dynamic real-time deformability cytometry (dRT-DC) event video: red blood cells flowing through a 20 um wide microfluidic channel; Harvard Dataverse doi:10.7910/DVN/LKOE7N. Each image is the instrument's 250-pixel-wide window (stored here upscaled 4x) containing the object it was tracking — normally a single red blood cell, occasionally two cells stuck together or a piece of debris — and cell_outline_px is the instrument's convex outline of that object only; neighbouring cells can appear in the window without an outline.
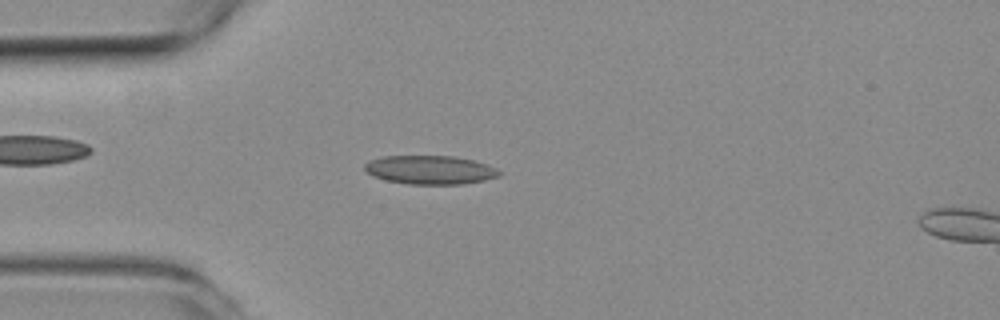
{"species": "common noctule bat (a hibernating species)", "species_latin": "Nyctalus noctula", "temperature_condition": "room temperature", "stored_images_in_passage": 48, "camera_frame_rate_fps": 3000, "um_per_image_px": 0.085, "animal": {"sex": "female", "body_mass_g": 19.3, "forearm_length_mm": 54.1}, "frame": {"image": 1, "passage_image": 10, "time_ms": 3.0, "image_size_px": [1000, 320], "cell_outline_px": [[500, 176], [484, 180], [460, 184], [408, 184], [384, 180], [372, 176], [364, 172], [364, 164], [368, 160], [384, 156], [456, 156], [476, 160], [496, 168], [500, 172]], "centroid_in_image_um": [36.52, 14.43], "position_along_channel_um": 48.5, "area_um2": 22.77}}
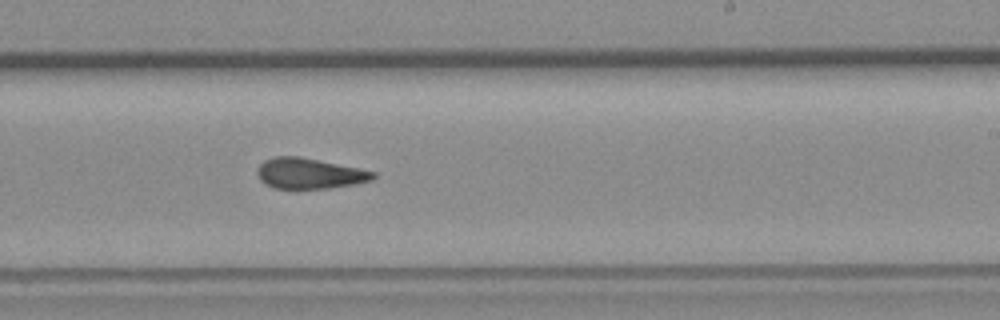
{"frame": {"image": 2, "passage_image": 27, "time_ms": 8.667, "image_size_px": [1000, 320], "cell_outline_px": [[376, 176], [372, 180], [356, 184], [332, 188], [272, 188], [264, 184], [260, 180], [256, 172], [256, 168], [264, 160], [276, 156], [300, 156], [376, 172]], "centroid_in_image_um": [26.27, 14.74], "position_along_channel_um": 262.7, "area_um2": 20.75}}
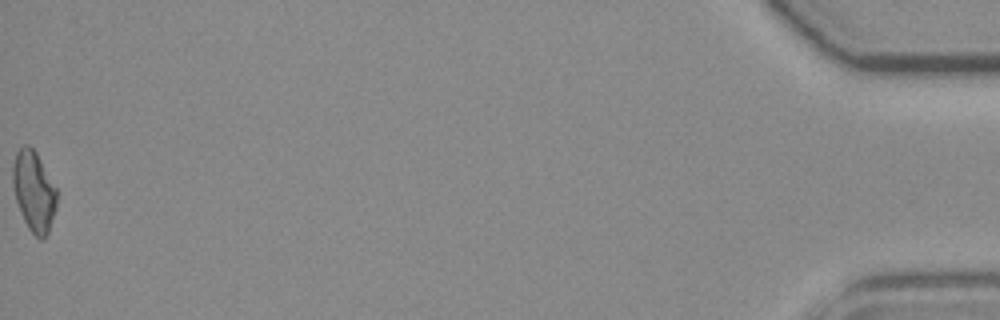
{"frame": {"image": 3, "passage_image": 48, "time_ms": 15.667, "image_size_px": [1000, 320], "cell_outline_px": [[56, 208], [48, 232], [44, 240], [40, 240], [28, 228], [24, 220], [16, 200], [12, 184], [12, 164], [16, 152], [24, 144], [28, 144], [36, 152], [56, 188]], "centroid_in_image_um": [2.86, 16.25], "position_along_channel_um": 432.3, "area_um2": 20.52}, "authors_computed_cell_mechanics": {"area_um2": 21.0392, "velocity_mm_per_s": 3.9828, "shape_relaxation_time_tau1_ms": null, "shape_relaxation_time_tau2_ms": 2.5885, "deformation_change_tau1": null, "deformation_change_tau2": 0.0969}}